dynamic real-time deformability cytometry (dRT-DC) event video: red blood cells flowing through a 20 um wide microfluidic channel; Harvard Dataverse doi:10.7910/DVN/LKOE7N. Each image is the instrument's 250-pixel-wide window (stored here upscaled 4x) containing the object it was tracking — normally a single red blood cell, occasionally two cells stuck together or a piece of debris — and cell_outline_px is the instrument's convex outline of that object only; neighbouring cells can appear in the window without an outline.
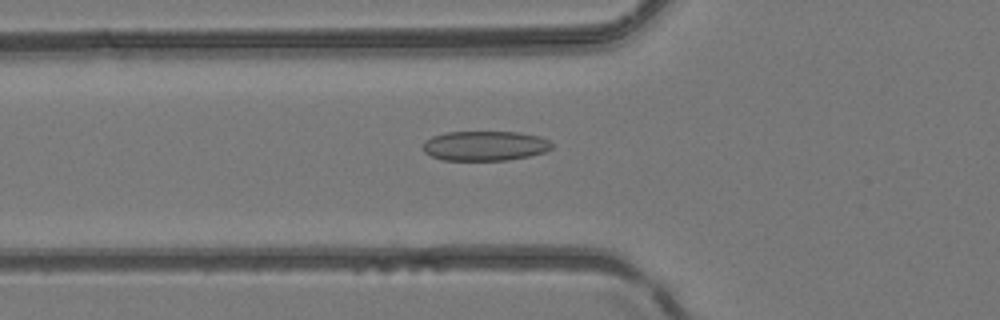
{"species": "common noctule bat (a hibernating species)", "species_latin": "Nyctalus noctula", "temperature_condition": "room temperature", "stored_images_in_passage": 39, "camera_frame_rate_fps": 3000, "um_per_image_px": 0.085, "animal": {"sex": "female", "body_mass_g": 24.6, "forearm_length_mm": 56.2}, "frame": {"image": 1, "passage_image": 8, "time_ms": 2.333, "image_size_px": [1000, 320], "cell_outline_px": [[552, 148], [544, 152], [528, 156], [508, 160], [444, 160], [432, 156], [424, 152], [424, 140], [432, 136], [448, 132], [520, 132], [540, 136], [548, 140], [552, 144]], "centroid_in_image_um": [41.23, 12.39], "position_along_channel_um": 84.6, "area_um2": 22.31}}
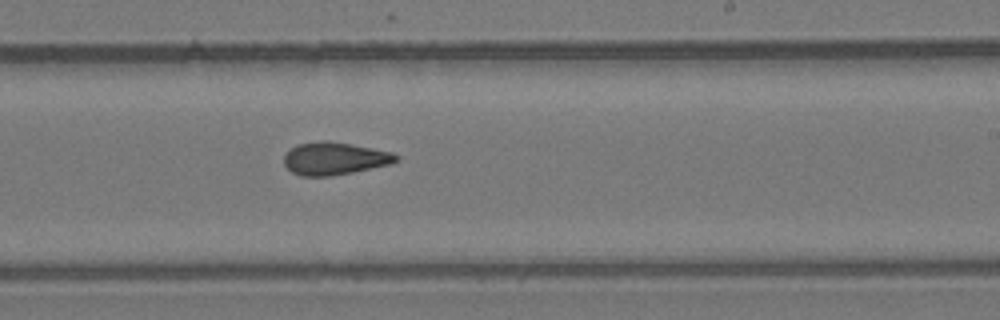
{"frame": {"image": 2, "passage_image": 20, "time_ms": 6.333, "image_size_px": [1000, 320], "cell_outline_px": [[400, 160], [392, 164], [332, 176], [300, 176], [292, 172], [284, 164], [284, 156], [288, 148], [296, 144], [320, 140], [328, 140], [352, 144], [392, 152], [400, 156]], "centroid_in_image_um": [28.43, 13.46], "position_along_channel_um": 260.6, "area_um2": 21.68}}
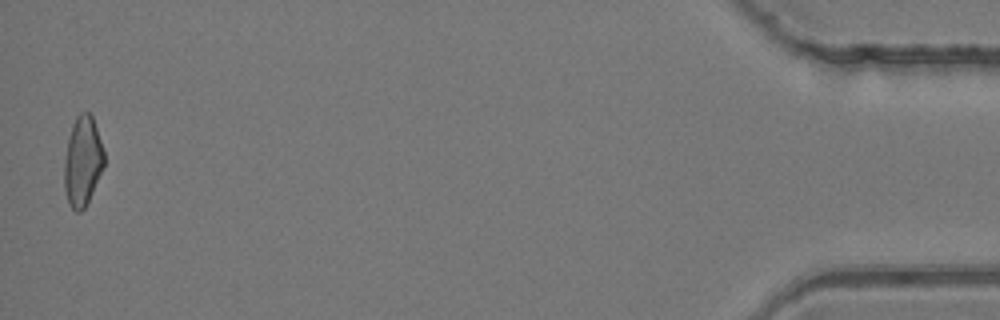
{"frame": {"image": 3, "passage_image": 38, "time_ms": 12.333, "image_size_px": [1000, 320], "cell_outline_px": [[104, 164], [92, 192], [84, 208], [80, 212], [76, 212], [68, 204], [64, 188], [64, 160], [68, 140], [72, 124], [76, 116], [80, 112], [88, 112], [92, 116], [104, 152]], "centroid_in_image_um": [7.0, 13.71], "position_along_channel_um": 428.2, "area_um2": 20.58}}